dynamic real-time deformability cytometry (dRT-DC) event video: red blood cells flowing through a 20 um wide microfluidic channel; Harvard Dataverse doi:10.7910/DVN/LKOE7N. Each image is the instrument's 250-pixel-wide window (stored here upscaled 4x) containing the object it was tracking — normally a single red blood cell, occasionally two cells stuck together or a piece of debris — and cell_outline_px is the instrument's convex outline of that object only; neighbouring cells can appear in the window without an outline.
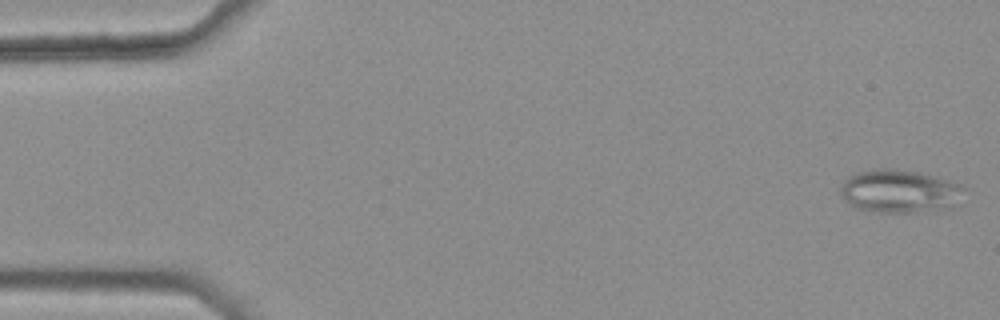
{"species": "common noctule bat (a hibernating species)", "species_latin": "Nyctalus noctula", "temperature_condition": "warm", "stored_images_in_passage": 14, "camera_frame_rate_fps": 3000, "um_per_image_px": 0.085, "animal": {"sex": "female", "body_mass_g": 25.1}, "frame": {"image": 1, "passage_image": 1, "time_ms": 0.0, "image_size_px": [1000, 320], "cell_outline_px": [[968, 188], [952, 204], [912, 212], [880, 212], [856, 208], [848, 204], [840, 196], [840, 188], [844, 180], [848, 176], [856, 172], [876, 168], [892, 168], [920, 172], [948, 180], [960, 184]], "centroid_in_image_um": [76.35, 16.21], "position_along_channel_um": 8.6, "area_um2": 30.63}}